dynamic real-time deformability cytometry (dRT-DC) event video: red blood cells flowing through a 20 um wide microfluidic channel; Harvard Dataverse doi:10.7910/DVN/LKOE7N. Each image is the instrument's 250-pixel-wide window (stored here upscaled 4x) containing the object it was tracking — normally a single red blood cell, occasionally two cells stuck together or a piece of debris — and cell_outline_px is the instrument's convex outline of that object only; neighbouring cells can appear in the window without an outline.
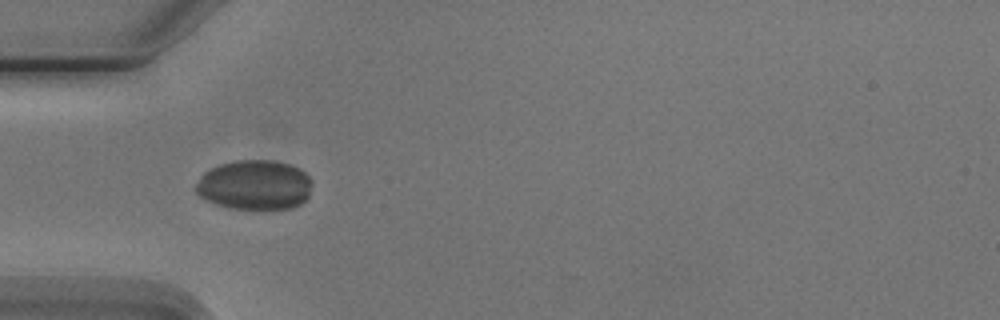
{"species": "Egyptian fruit bat (a non-hibernating species)", "species_latin": "Rousettus aegyptiacus", "temperature_condition": "cold", "stored_images_in_passage": 8, "camera_frame_rate_fps": 3000, "um_per_image_px": 0.085, "animal": {"sex": "male"}, "frame": {"image": 1, "passage_image": 4, "time_ms": 4.333, "image_size_px": [1000, 320], "cell_outline_px": [[312, 184], [308, 196], [300, 204], [292, 208], [228, 208], [216, 204], [200, 196], [192, 188], [200, 176], [204, 172], [220, 164], [236, 160], [272, 160], [288, 164], [300, 168], [312, 180]], "centroid_in_image_um": [21.62, 15.71], "position_along_channel_um": 63.4, "area_um2": 33.7}}
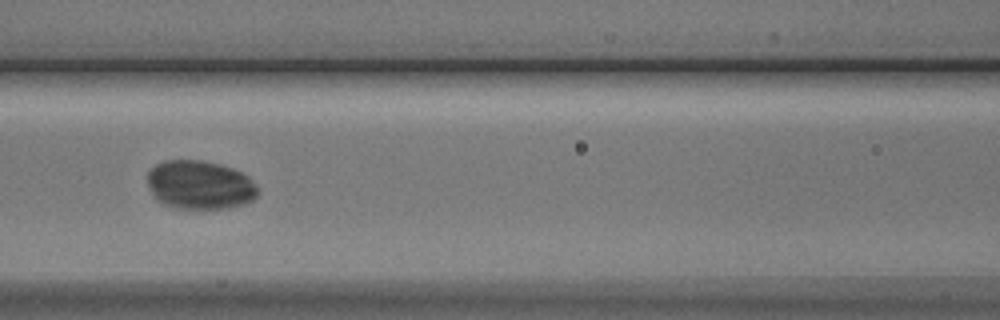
{"frame": {"image": 2, "passage_image": 6, "time_ms": 6.667, "image_size_px": [1000, 320], "cell_outline_px": [[260, 192], [252, 200], [244, 204], [228, 208], [172, 208], [156, 200], [152, 196], [148, 184], [148, 172], [156, 164], [164, 160], [204, 160], [220, 164], [232, 168], [248, 176], [260, 188]], "centroid_in_image_um": [16.99, 15.72], "position_along_channel_um": 149.6, "area_um2": 31.67}}
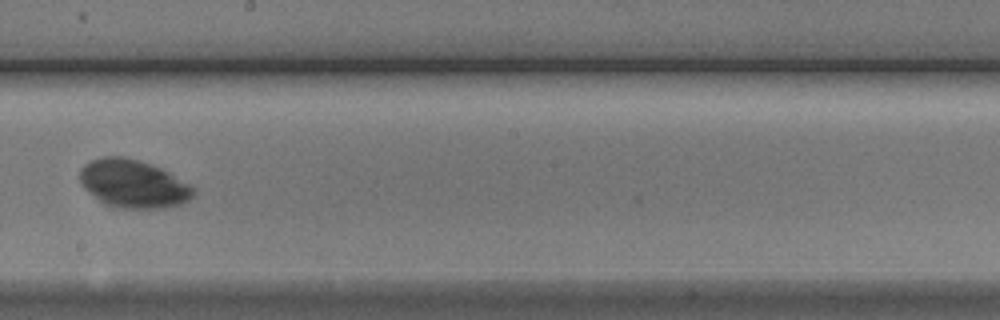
{"frame": {"image": 3, "passage_image": 8, "time_ms": 9.0, "image_size_px": [1000, 320], "cell_outline_px": [[196, 192], [188, 200], [180, 204], [168, 208], [116, 208], [104, 204], [84, 188], [80, 180], [80, 168], [84, 164], [92, 160], [104, 156], [120, 156], [136, 160], [160, 168], [168, 172], [196, 188]], "centroid_in_image_um": [11.32, 15.64], "position_along_channel_um": 236.9, "area_um2": 31.67}}